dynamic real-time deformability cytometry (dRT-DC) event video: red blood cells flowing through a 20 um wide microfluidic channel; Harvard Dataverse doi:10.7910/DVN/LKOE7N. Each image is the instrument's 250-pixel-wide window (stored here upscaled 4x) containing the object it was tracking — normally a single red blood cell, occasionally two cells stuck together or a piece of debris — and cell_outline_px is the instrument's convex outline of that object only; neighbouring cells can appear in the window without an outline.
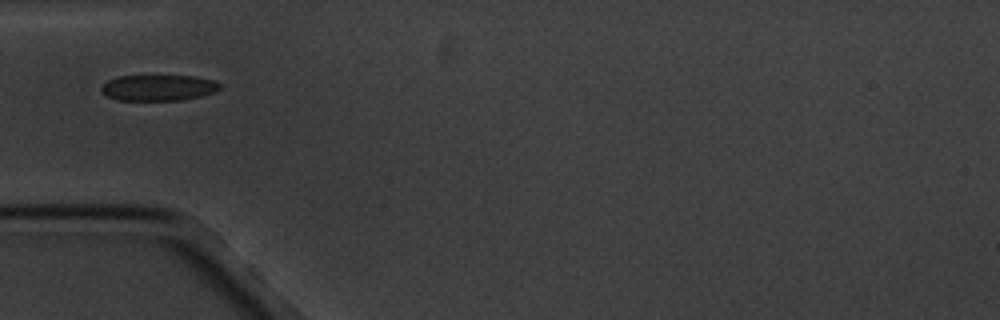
{"species": "common noctule bat (a hibernating species)", "species_latin": "Nyctalus noctula", "temperature_condition": "cold", "stored_images_in_passage": 6, "camera_frame_rate_fps": 3000, "um_per_image_px": 0.085, "animal": {"sex": "male", "body_mass_g": 20.1, "forearm_length_mm": 53.5}, "frame": {"image": 1, "passage_image": 1, "time_ms": 0.0, "image_size_px": [1000, 320], "cell_outline_px": [[220, 88], [216, 92], [184, 100], [116, 100], [100, 92], [100, 88], [108, 80], [116, 76], [192, 76], [212, 80], [220, 84]], "centroid_in_image_um": [13.44, 7.46], "position_along_channel_um": 71.6, "area_um2": 17.92}}
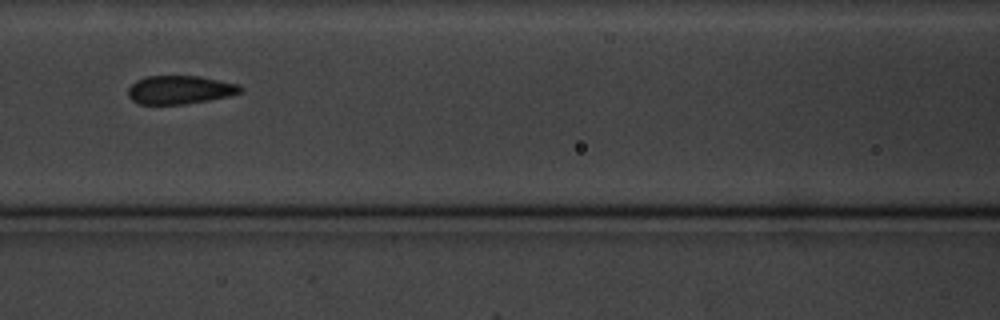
{"frame": {"image": 2, "passage_image": 3, "time_ms": 2.333, "image_size_px": [1000, 320], "cell_outline_px": [[244, 92], [228, 96], [208, 100], [184, 104], [140, 104], [132, 100], [128, 96], [128, 88], [136, 80], [148, 76], [200, 76], [240, 84], [244, 88]], "centroid_in_image_um": [15.33, 7.63], "position_along_channel_um": 151.3, "area_um2": 18.73}}
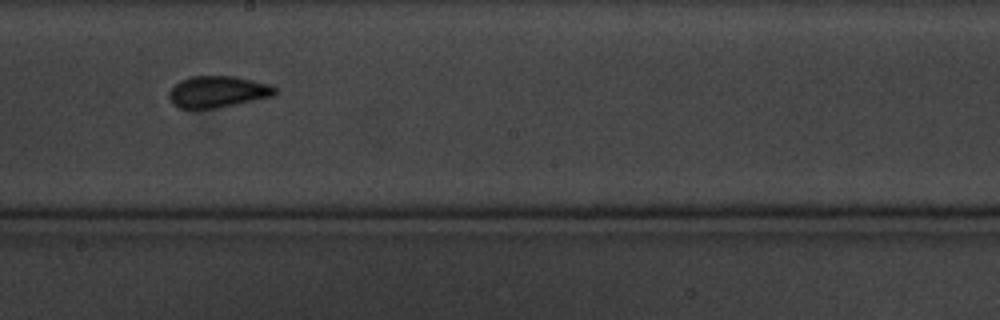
{"frame": {"image": 3, "passage_image": 5, "time_ms": 4.667, "image_size_px": [1000, 320], "cell_outline_px": [[276, 92], [272, 96], [212, 108], [180, 108], [172, 104], [168, 96], [168, 92], [180, 80], [192, 76], [232, 76], [272, 84], [276, 88]], "centroid_in_image_um": [18.47, 7.78], "position_along_channel_um": 229.7, "area_um2": 19.13}}